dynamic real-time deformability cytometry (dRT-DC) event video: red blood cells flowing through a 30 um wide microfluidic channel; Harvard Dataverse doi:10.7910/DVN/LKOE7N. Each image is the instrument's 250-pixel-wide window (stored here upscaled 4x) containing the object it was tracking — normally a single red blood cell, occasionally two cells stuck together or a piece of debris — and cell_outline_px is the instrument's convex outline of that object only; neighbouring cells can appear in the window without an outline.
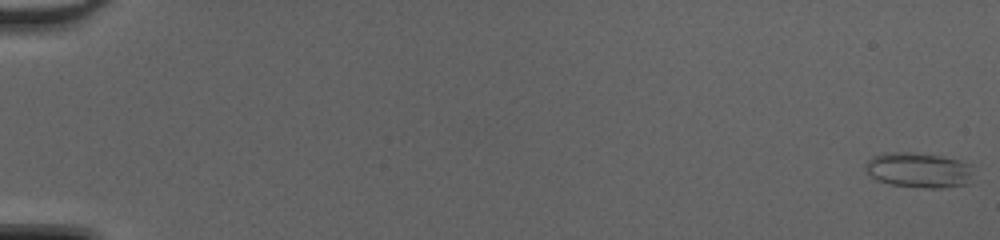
{"species": "common noctule bat (a hibernating species)", "species_latin": "Nyctalus noctula", "temperature_condition": "cold", "stored_images_in_passage": 50, "camera_frame_rate_fps": 3000, "um_per_image_px": 0.085, "animal": {"sex": "female", "body_mass_g": 20.0, "forearm_length_mm": 54.0}, "frame": {"image": 1, "passage_image": 1, "time_ms": 0.0, "image_size_px": [1000, 240], "cell_outline_px": [[972, 164], [968, 184], [944, 188], [924, 188], [892, 184], [876, 180], [864, 168], [864, 164], [872, 156], [884, 152], [912, 152], [940, 156], [960, 160]], "centroid_in_image_um": [78.07, 14.45], "position_along_channel_um": 6.9, "area_um2": 22.2}}
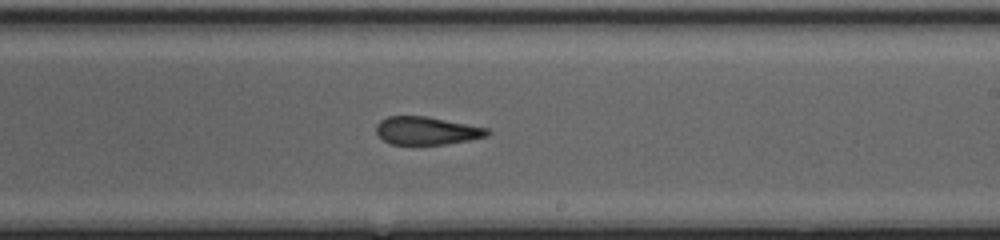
{"frame": {"image": 2, "passage_image": 32, "time_ms": 10.333, "image_size_px": [1000, 240], "cell_outline_px": [[492, 132], [488, 136], [468, 140], [444, 144], [388, 144], [376, 132], [376, 124], [380, 120], [388, 116], [428, 116], [488, 128]], "centroid_in_image_um": [36.27, 11.1], "position_along_channel_um": 252.7, "area_um2": 18.15}}
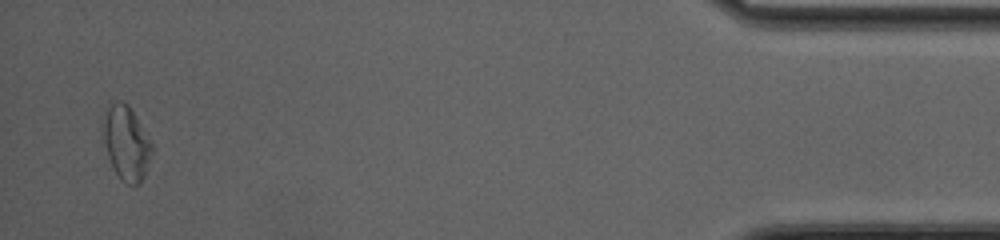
{"frame": {"image": 3, "passage_image": 49, "time_ms": 16.0, "image_size_px": [1000, 240], "cell_outline_px": [[156, 148], [148, 168], [140, 184], [128, 184], [116, 172], [108, 156], [100, 128], [100, 120], [108, 108], [116, 100], [124, 100], [128, 104]], "centroid_in_image_um": [10.75, 12.11], "position_along_channel_um": 424.4, "area_um2": 21.56}, "authors_computed_cell_mechanics": {"area_um2": 20.1144, "velocity_mm_per_s": 4.3147, "shape_relaxation_time_tau1_ms": null, "shape_relaxation_time_tau2_ms": 2.6671, "deformation_change_tau1": null, "deformation_change_tau2": 0.1181}}